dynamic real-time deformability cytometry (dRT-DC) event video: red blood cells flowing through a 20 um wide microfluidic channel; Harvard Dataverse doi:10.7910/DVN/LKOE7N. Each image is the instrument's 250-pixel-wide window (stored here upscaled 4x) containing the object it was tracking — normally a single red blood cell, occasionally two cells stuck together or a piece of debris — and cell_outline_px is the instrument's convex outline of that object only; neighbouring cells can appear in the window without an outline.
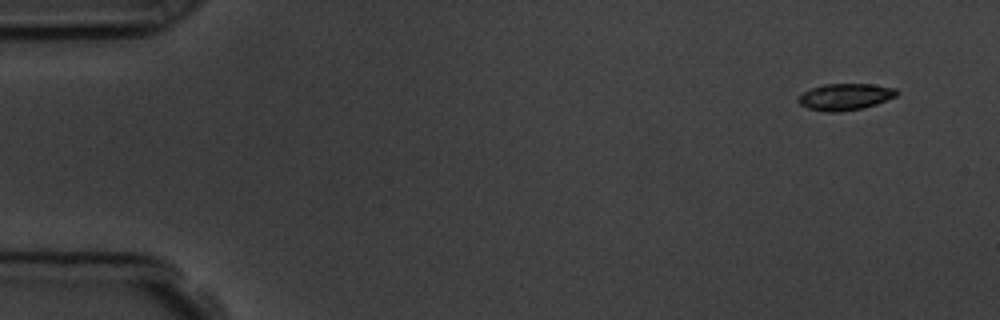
{"species": "common noctule bat (a hibernating species)", "species_latin": "Nyctalus noctula", "temperature_condition": "room temperature", "stored_images_in_passage": 11, "camera_frame_rate_fps": 3000, "um_per_image_px": 0.085, "animal": {"sex": "male", "body_mass_g": 19.5, "forearm_length_mm": 54.6}, "frame": {"image": 1, "passage_image": 1, "time_ms": 0.0, "image_size_px": [1000, 320], "cell_outline_px": [[900, 92], [896, 96], [876, 104], [860, 108], [836, 112], [824, 112], [808, 108], [800, 104], [796, 100], [804, 92], [812, 88], [824, 84], [872, 84], [896, 88]], "centroid_in_image_um": [71.85, 8.22], "position_along_channel_um": 13.2, "area_um2": 15.14}}
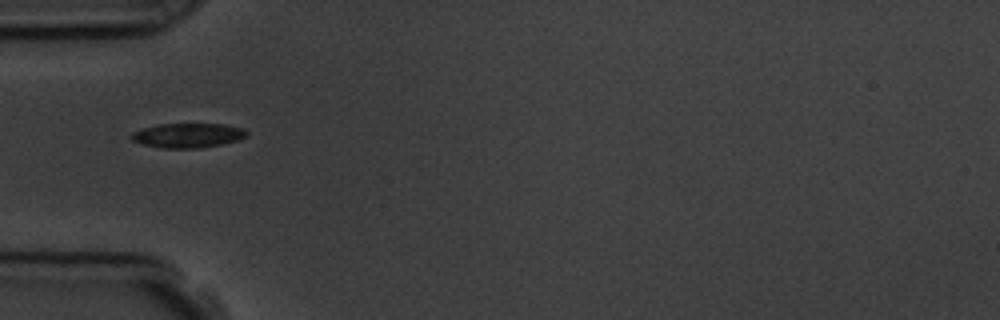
{"frame": {"image": 2, "passage_image": 5, "time_ms": 4.667, "image_size_px": [1000, 320], "cell_outline_px": [[248, 136], [236, 140], [220, 144], [200, 148], [160, 148], [144, 144], [132, 140], [128, 136], [132, 132], [144, 128], [160, 124], [224, 124], [240, 128], [248, 132]], "centroid_in_image_um": [15.93, 11.51], "position_along_channel_um": 69.1, "area_um2": 16.3}}
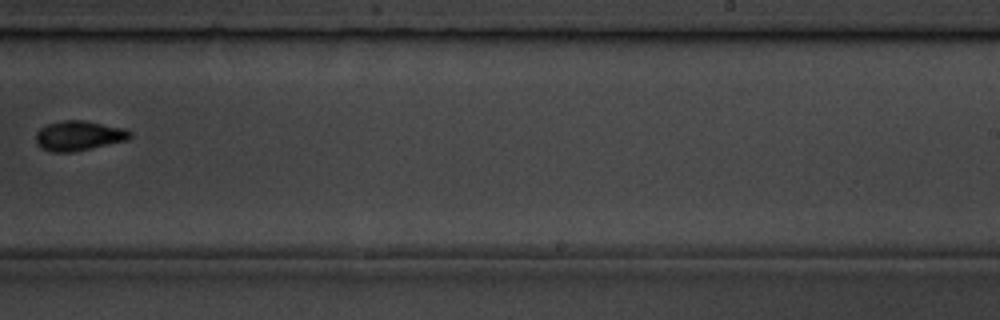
{"frame": {"image": 3, "passage_image": 10, "time_ms": 10.333, "image_size_px": [1000, 320], "cell_outline_px": [[132, 136], [128, 140], [72, 152], [52, 152], [40, 148], [36, 144], [36, 132], [40, 128], [48, 124], [60, 120], [84, 120], [124, 128], [132, 132]], "centroid_in_image_um": [6.68, 11.53], "position_along_channel_um": 282.3, "area_um2": 16.47}}